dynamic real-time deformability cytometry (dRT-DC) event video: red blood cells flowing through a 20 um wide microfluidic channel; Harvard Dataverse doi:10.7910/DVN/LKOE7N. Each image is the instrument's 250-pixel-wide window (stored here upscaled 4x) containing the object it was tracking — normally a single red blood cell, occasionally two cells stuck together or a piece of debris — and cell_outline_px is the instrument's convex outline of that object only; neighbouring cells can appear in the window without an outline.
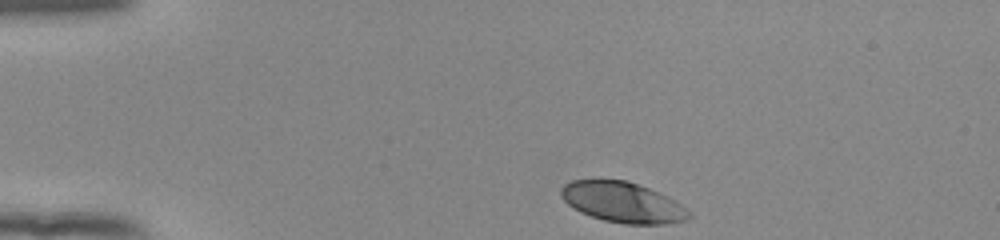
{"species": "human", "species_latin": "Homo sapiens", "temperature_condition": "room temperature", "stored_images_in_passage": 36, "camera_frame_rate_fps": 3000, "um_per_image_px": 0.085, "donor": {"sex": "female"}, "frame": {"image": 1, "passage_image": 1, "time_ms": 0.0, "image_size_px": [1000, 240], "cell_outline_px": [[692, 216], [688, 220], [664, 224], [624, 224], [604, 220], [580, 212], [572, 208], [560, 196], [560, 188], [564, 184], [572, 180], [628, 180], [668, 196], [676, 200], [692, 212]], "centroid_in_image_um": [52.95, 17.2], "position_along_channel_um": 32.0, "area_um2": 30.4}}
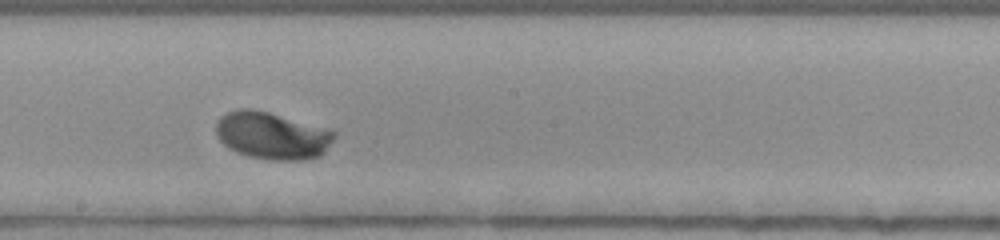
{"frame": {"image": 2, "passage_image": 21, "time_ms": 6.667, "image_size_px": [1000, 240], "cell_outline_px": [[336, 136], [324, 152], [320, 156], [304, 160], [272, 160], [248, 156], [236, 152], [228, 148], [216, 136], [216, 120], [220, 116], [236, 108], [252, 108], [332, 128], [336, 132]], "centroid_in_image_um": [23.14, 11.51], "position_along_channel_um": 225.1, "area_um2": 33.12}}
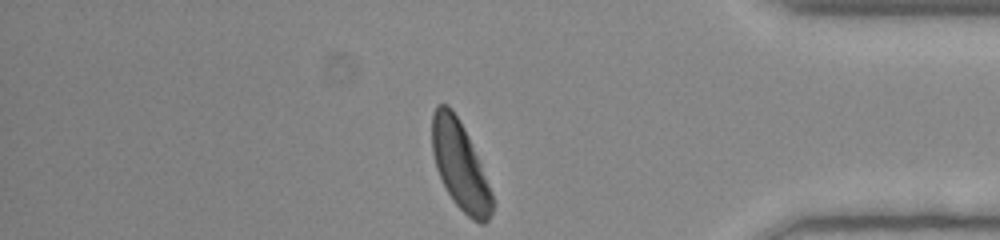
{"frame": {"image": 3, "passage_image": 36, "time_ms": 11.667, "image_size_px": [1000, 240], "cell_outline_px": [[492, 212], [488, 220], [484, 224], [480, 224], [472, 220], [452, 200], [436, 168], [432, 152], [432, 112], [436, 104], [448, 104], [452, 108], [464, 128], [468, 136], [492, 192]], "centroid_in_image_um": [39.08, 14.05], "position_along_channel_um": 396.1, "area_um2": 30.52}, "authors_computed_cell_mechanics": {"area_um2": 30.7496, "velocity_mm_per_s": 3.8787, "shape_relaxation_time_tau1_ms": 3.8103, "shape_relaxation_time_tau2_ms": null, "deformation_change_tau1": 0.2101, "deformation_change_tau2": null}}